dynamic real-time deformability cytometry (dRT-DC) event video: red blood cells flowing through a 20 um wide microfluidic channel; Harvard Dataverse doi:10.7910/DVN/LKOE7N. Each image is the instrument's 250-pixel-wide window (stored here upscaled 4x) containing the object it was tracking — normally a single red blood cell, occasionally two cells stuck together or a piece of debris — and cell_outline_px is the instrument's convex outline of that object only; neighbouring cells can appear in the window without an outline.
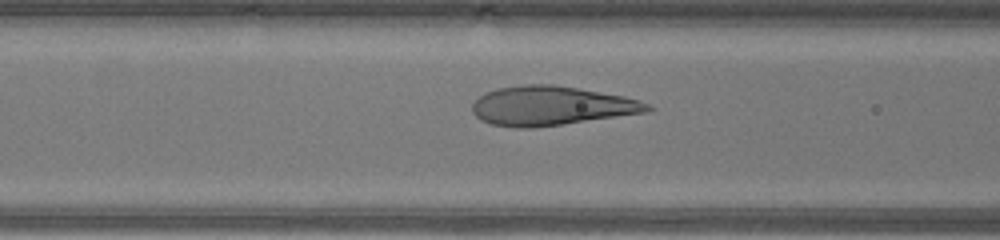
{"species": "human", "species_latin": "Homo sapiens", "temperature_condition": "warm", "stored_images_in_passage": 7, "camera_frame_rate_fps": 3000, "um_per_image_px": 0.085, "donor": {"sex": "male"}, "frame": {"image": 1, "passage_image": 5, "time_ms": 1.333, "image_size_px": [1000, 240], "cell_outline_px": [[656, 108], [648, 112], [532, 128], [516, 128], [492, 124], [480, 120], [472, 112], [472, 104], [484, 92], [496, 88], [524, 84], [556, 84], [624, 96], [640, 100]], "centroid_in_image_um": [46.84, 8.98], "position_along_channel_um": 119.8, "area_um2": 40.17}}